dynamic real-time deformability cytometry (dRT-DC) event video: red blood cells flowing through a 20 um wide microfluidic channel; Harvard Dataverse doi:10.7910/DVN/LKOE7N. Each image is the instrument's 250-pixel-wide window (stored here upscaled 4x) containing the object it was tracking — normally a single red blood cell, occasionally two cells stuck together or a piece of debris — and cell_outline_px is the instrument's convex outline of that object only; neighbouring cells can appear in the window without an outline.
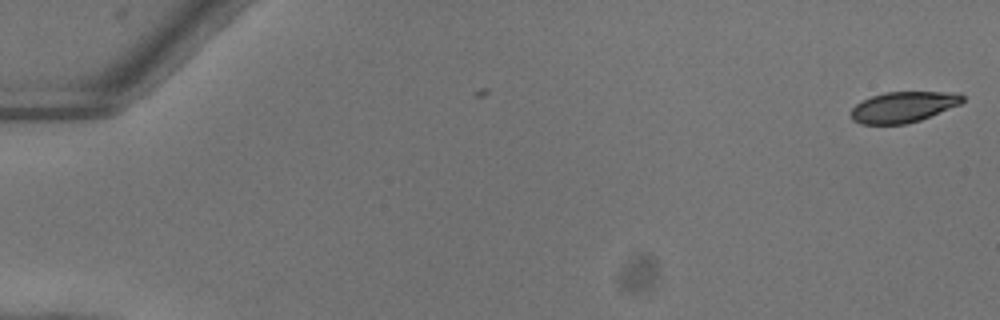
{"species": "common noctule bat (a hibernating species)", "species_latin": "Nyctalus noctula", "temperature_condition": "warm", "stored_images_in_passage": 6, "camera_frame_rate_fps": 3000, "um_per_image_px": 0.085, "animal": {"sex": "female"}, "frame": {"image": 1, "passage_image": 6, "time_ms": 1.667, "image_size_px": [1000, 320], "cell_outline_px": [[964, 100], [960, 104], [920, 120], [904, 124], [860, 124], [852, 120], [852, 108], [856, 104], [872, 96], [884, 92], [960, 92], [964, 96]], "centroid_in_image_um": [76.8, 9.09], "position_along_channel_um": 8.2, "area_um2": 19.88}}